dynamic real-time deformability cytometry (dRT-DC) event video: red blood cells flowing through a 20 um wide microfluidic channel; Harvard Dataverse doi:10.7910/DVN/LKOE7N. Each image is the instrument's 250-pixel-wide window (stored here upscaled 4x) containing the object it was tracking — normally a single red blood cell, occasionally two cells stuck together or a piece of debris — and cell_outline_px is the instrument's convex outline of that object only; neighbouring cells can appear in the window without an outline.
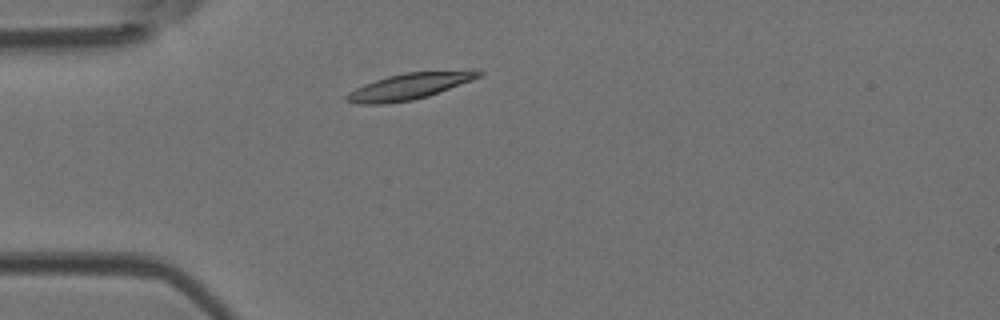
{"species": "Egyptian fruit bat (a non-hibernating species)", "species_latin": "Rousettus aegyptiacus", "temperature_condition": "room temperature", "stored_images_in_passage": 2, "camera_frame_rate_fps": 3000, "um_per_image_px": 0.085, "animal": {"sex": "female"}, "frame": {"image": 1, "passage_image": 1, "time_ms": 0.0, "image_size_px": [1000, 320], "cell_outline_px": [[484, 72], [480, 76], [472, 80], [428, 96], [412, 100], [384, 104], [356, 104], [344, 100], [344, 96], [348, 92], [364, 84], [388, 76], [404, 72], [472, 68]], "centroid_in_image_um": [34.84, 7.3], "position_along_channel_um": 50.2, "area_um2": 20.69}}